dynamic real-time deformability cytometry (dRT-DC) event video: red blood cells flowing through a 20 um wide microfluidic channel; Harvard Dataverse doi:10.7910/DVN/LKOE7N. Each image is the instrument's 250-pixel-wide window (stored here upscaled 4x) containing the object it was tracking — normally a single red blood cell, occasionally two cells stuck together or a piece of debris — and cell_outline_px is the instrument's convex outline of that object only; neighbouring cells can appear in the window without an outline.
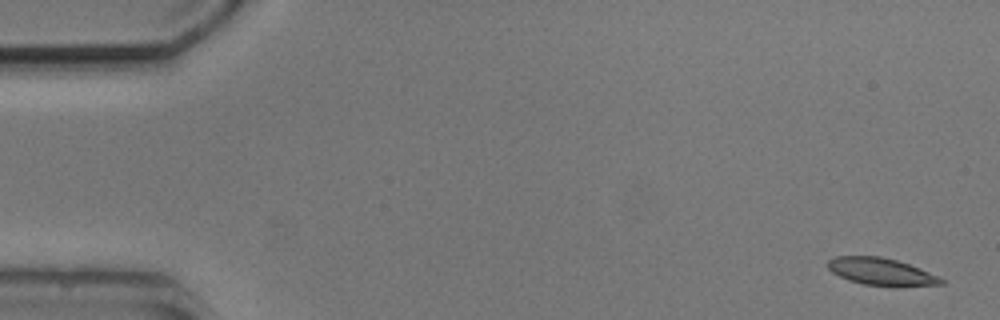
{"species": "common noctule bat (a hibernating species)", "species_latin": "Nyctalus noctula", "temperature_condition": "cold", "stored_images_in_passage": 6, "camera_frame_rate_fps": 3000, "um_per_image_px": 0.085, "animal": {"sex": "male", "body_mass_g": 20.5, "forearm_length_mm": 52.5}, "frame": {"image": 1, "passage_image": 1, "time_ms": 0.0, "image_size_px": [1000, 320], "cell_outline_px": [[944, 284], [896, 288], [864, 284], [848, 280], [832, 272], [828, 268], [828, 260], [836, 256], [880, 256], [896, 260], [920, 268], [944, 280]], "centroid_in_image_um": [74.92, 23.12], "position_along_channel_um": 10.1, "area_um2": 18.21}}
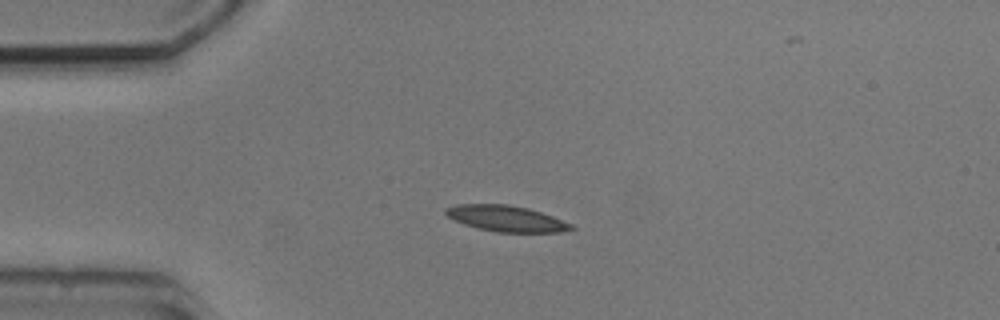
{"frame": {"image": 2, "passage_image": 4, "time_ms": 3.667, "image_size_px": [1000, 320], "cell_outline_px": [[576, 228], [560, 232], [496, 232], [464, 224], [448, 216], [444, 212], [444, 208], [456, 204], [508, 204], [528, 208], [552, 216], [572, 224]], "centroid_in_image_um": [43.03, 18.57], "position_along_channel_um": 42.0, "area_um2": 18.84}}